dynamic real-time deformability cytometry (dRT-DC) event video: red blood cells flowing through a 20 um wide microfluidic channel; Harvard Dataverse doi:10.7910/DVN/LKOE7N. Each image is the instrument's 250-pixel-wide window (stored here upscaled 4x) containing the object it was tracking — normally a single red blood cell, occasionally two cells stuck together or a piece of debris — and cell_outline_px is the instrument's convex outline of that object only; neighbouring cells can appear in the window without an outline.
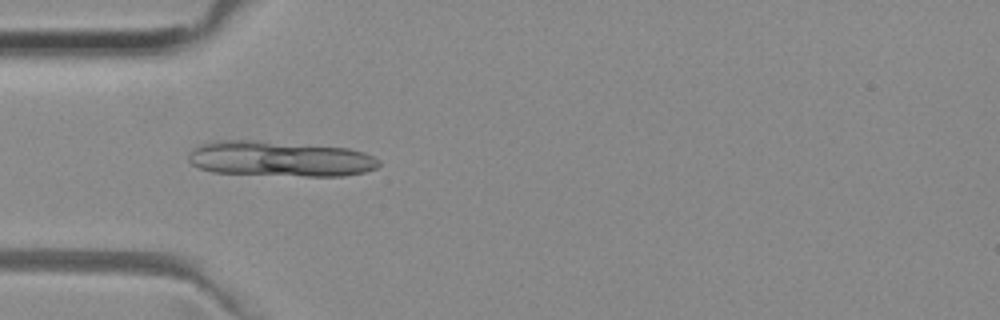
{"species": "common noctule bat (a hibernating species)", "species_latin": "Nyctalus noctula", "temperature_condition": "room temperature", "stored_images_in_passage": 39, "camera_frame_rate_fps": 3000, "um_per_image_px": 0.085, "animal": {"sex": "female", "body_mass_g": 29.2, "forearm_length_mm": 56.3}, "frame": {"image": 1, "passage_image": 3, "time_ms": 0.667, "image_size_px": [1000, 320], "cell_outline_px": [[380, 164], [376, 168], [364, 172], [344, 176], [304, 176], [212, 172], [200, 168], [192, 164], [188, 160], [188, 152], [200, 144], [212, 140], [252, 140], [348, 148], [364, 152], [380, 160]], "centroid_in_image_um": [23.78, 13.49], "position_along_channel_um": 61.2, "area_um2": 39.36}}
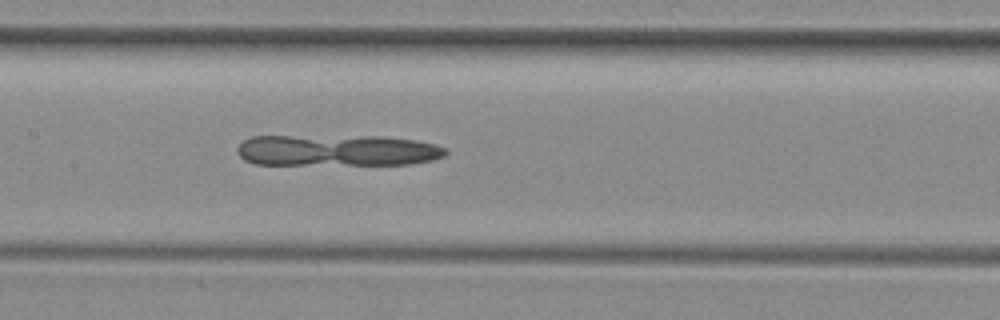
{"frame": {"image": 2, "passage_image": 12, "time_ms": 3.667, "image_size_px": [1000, 320], "cell_outline_px": [[448, 152], [444, 156], [432, 160], [412, 164], [256, 164], [244, 160], [236, 152], [236, 148], [244, 140], [252, 136], [384, 136], [412, 140], [436, 144], [448, 148]], "centroid_in_image_um": [28.67, 12.78], "position_along_channel_um": 178.7, "area_um2": 38.26}}
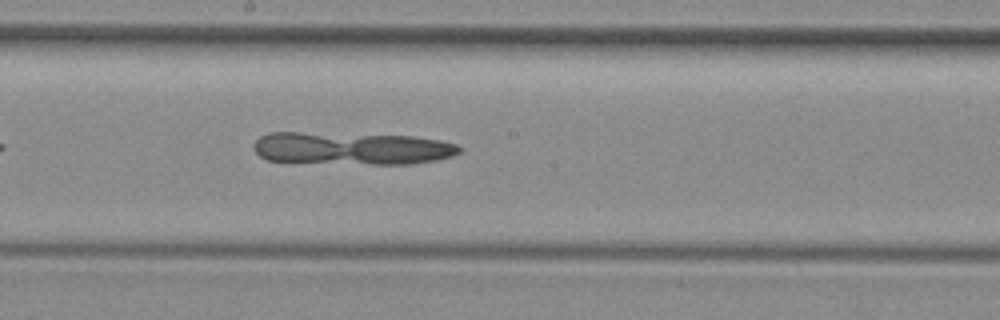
{"frame": {"image": 3, "passage_image": 15, "time_ms": 4.667, "image_size_px": [1000, 320], "cell_outline_px": [[464, 148], [460, 152], [452, 156], [436, 160], [412, 164], [372, 164], [268, 160], [260, 156], [256, 152], [252, 144], [260, 136], [268, 132], [300, 132], [412, 136], [440, 140], [456, 144]], "centroid_in_image_um": [29.93, 12.6], "position_along_channel_um": 218.3, "area_um2": 39.02}}